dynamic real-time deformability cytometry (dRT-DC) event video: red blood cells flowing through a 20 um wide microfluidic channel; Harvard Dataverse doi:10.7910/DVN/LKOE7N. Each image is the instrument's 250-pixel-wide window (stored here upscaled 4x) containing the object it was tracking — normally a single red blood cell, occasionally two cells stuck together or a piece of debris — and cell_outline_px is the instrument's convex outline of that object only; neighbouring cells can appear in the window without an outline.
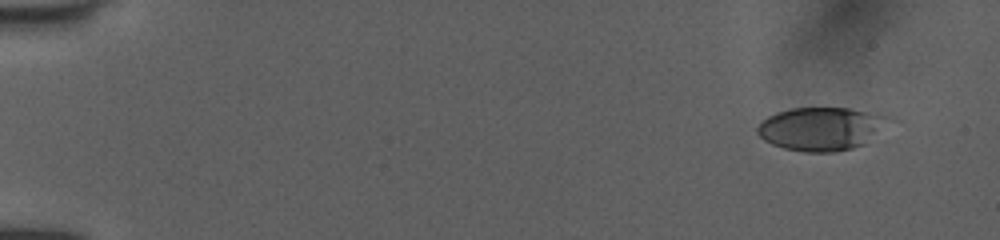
{"species": "human", "species_latin": "Homo sapiens", "temperature_condition": "room temperature", "stored_images_in_passage": 49, "camera_frame_rate_fps": 3000, "um_per_image_px": 0.085, "donor": {"sex": "female"}, "frame": {"image": 1, "passage_image": 1, "time_ms": 0.0, "image_size_px": [1000, 240], "cell_outline_px": [[900, 120], [864, 144], [852, 148], [836, 152], [804, 152], [784, 148], [772, 144], [764, 140], [756, 132], [756, 128], [768, 116], [776, 112], [792, 108], [848, 108], [892, 116]], "centroid_in_image_um": [69.94, 10.94], "position_along_channel_um": 15.1, "area_um2": 33.87}}
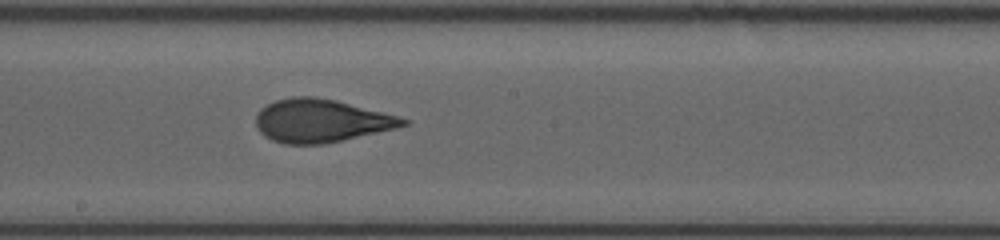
{"frame": {"image": 2, "passage_image": 27, "time_ms": 8.667, "image_size_px": [1000, 240], "cell_outline_px": [[408, 124], [396, 128], [324, 144], [284, 144], [272, 140], [264, 136], [260, 132], [256, 124], [256, 112], [260, 108], [276, 100], [292, 96], [312, 96], [336, 100], [396, 116], [408, 120]], "centroid_in_image_um": [27.22, 10.26], "position_along_channel_um": 221.0, "area_um2": 36.7}}
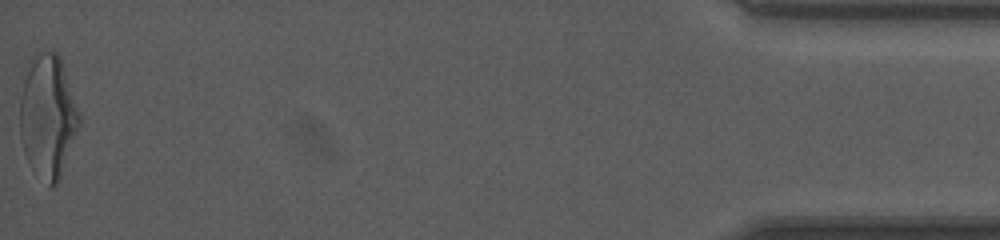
{"frame": {"image": 3, "passage_image": 49, "time_ms": 16.0, "image_size_px": [1000, 240], "cell_outline_px": [[80, 124], [60, 180], [52, 188], [48, 188], [28, 160], [24, 152], [20, 136], [20, 96], [28, 56], [40, 52], [56, 52], [60, 56], [80, 116]], "centroid_in_image_um": [4.05, 9.88], "position_along_channel_um": 431.2, "area_um2": 42.77}, "authors_computed_cell_mechanics": {"area_um2": 36.3562, "velocity_mm_per_s": 4.0497, "shape_relaxation_time_tau1_ms": 4.8345, "shape_relaxation_time_tau2_ms": 1.1508, "deformation_change_tau1": 0.2035, "deformation_change_tau2": 0.085}}